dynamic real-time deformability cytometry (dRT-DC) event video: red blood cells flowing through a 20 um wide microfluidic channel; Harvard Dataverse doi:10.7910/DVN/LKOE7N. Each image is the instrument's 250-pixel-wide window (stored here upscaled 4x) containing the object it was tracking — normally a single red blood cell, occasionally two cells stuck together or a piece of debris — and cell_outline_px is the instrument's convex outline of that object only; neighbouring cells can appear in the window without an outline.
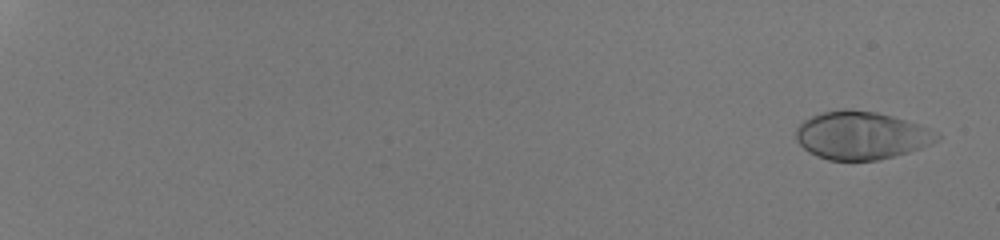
{"species": "human", "species_latin": "Homo sapiens", "temperature_condition": "room temperature", "stored_images_in_passage": 55, "camera_frame_rate_fps": 3000, "um_per_image_px": 0.085, "donor": {"sex": "male"}, "frame": {"image": 1, "passage_image": 3, "time_ms": 0.667, "image_size_px": [1000, 240], "cell_outline_px": [[940, 140], [932, 144], [908, 152], [876, 160], [828, 160], [816, 156], [808, 152], [796, 140], [796, 128], [804, 120], [812, 116], [824, 112], [844, 108], [876, 112], [892, 116], [940, 132]], "centroid_in_image_um": [73.21, 11.51], "position_along_channel_um": 11.8, "area_um2": 39.3}}
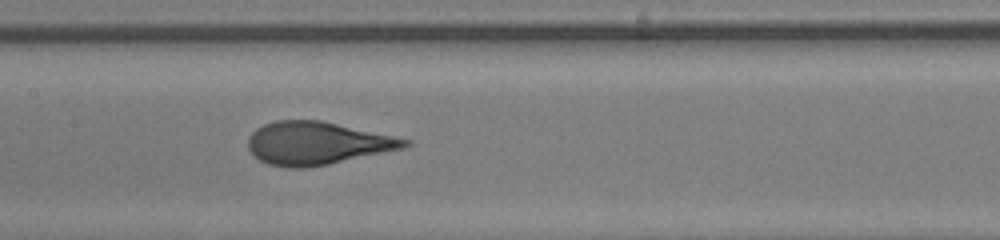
{"frame": {"image": 2, "passage_image": 33, "time_ms": 10.667, "image_size_px": [1000, 240], "cell_outline_px": [[412, 144], [404, 148], [328, 164], [304, 168], [288, 168], [268, 164], [260, 160], [248, 148], [248, 136], [256, 128], [264, 124], [276, 120], [320, 120], [412, 140]], "centroid_in_image_um": [26.94, 12.17], "position_along_channel_um": 180.5, "area_um2": 38.96}}
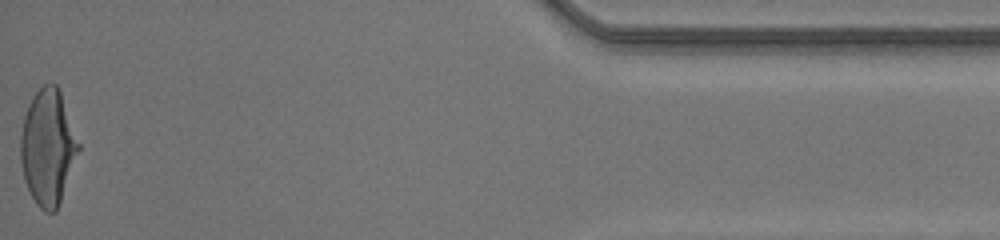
{"frame": {"image": 3, "passage_image": 55, "time_ms": 18.0, "image_size_px": [1000, 240], "cell_outline_px": [[80, 148], [60, 204], [56, 212], [44, 212], [36, 204], [24, 180], [20, 160], [20, 136], [24, 116], [28, 104], [32, 96], [44, 84], [56, 84], [60, 92], [80, 144]], "centroid_in_image_um": [4.06, 12.54], "position_along_channel_um": 431.1, "area_um2": 39.02}, "authors_computed_cell_mechanics": {"area_um2": 38.6104, "velocity_mm_per_s": 4.2336, "shape_relaxation_time_tau1_ms": 4.2011, "shape_relaxation_time_tau2_ms": null, "deformation_change_tau1": 0.2088, "deformation_change_tau2": null}}